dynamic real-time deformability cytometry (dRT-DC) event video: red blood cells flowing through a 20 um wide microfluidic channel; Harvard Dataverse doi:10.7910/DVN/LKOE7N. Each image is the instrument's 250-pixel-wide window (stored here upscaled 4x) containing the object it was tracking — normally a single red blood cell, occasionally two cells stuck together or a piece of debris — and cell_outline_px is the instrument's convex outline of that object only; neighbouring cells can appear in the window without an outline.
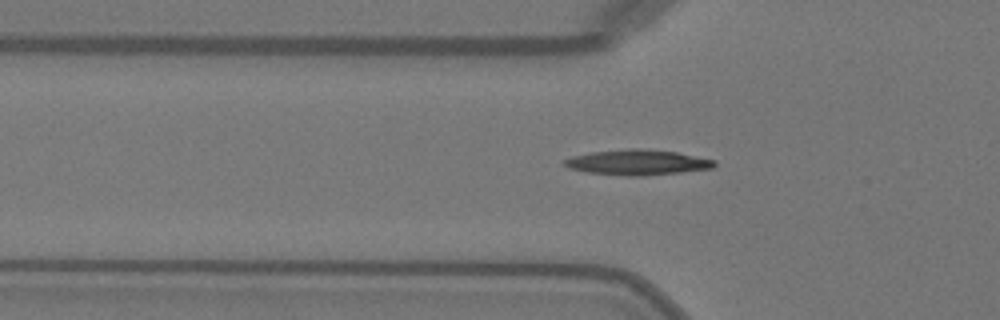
{"species": "Egyptian fruit bat (a non-hibernating species)", "species_latin": "Rousettus aegyptiacus", "temperature_condition": "warm", "stored_images_in_passage": 50, "camera_frame_rate_fps": 3000, "um_per_image_px": 0.085, "animal": {"sex": "female"}, "frame": {"image": 1, "passage_image": 16, "time_ms": 5.0, "image_size_px": [1000, 320], "cell_outline_px": [[716, 164], [712, 168], [680, 172], [640, 176], [628, 176], [588, 172], [568, 168], [564, 164], [564, 160], [572, 156], [592, 152], [628, 148], [640, 148], [676, 152], [716, 160]], "centroid_in_image_um": [54.18, 13.79], "position_along_channel_um": 71.6, "area_um2": 21.96}}
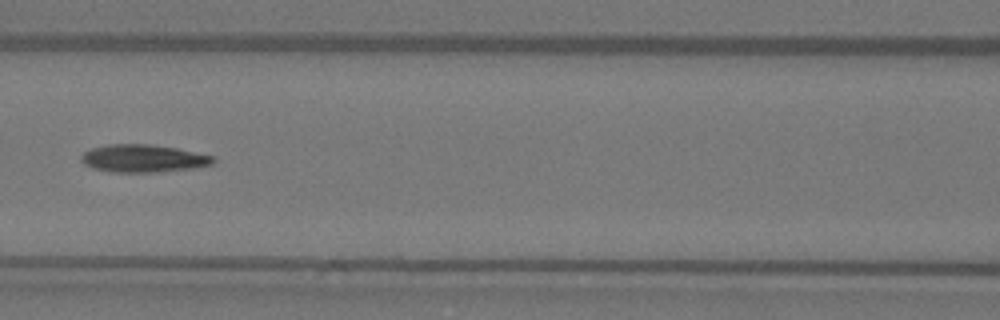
{"frame": {"image": 2, "passage_image": 22, "time_ms": 7.0, "image_size_px": [1000, 320], "cell_outline_px": [[216, 160], [212, 164], [192, 168], [160, 172], [112, 172], [92, 168], [84, 164], [80, 160], [80, 156], [84, 152], [92, 148], [108, 144], [152, 144], [176, 148], [212, 156]], "centroid_in_image_um": [12.13, 13.46], "position_along_channel_um": 154.5, "area_um2": 21.27}}
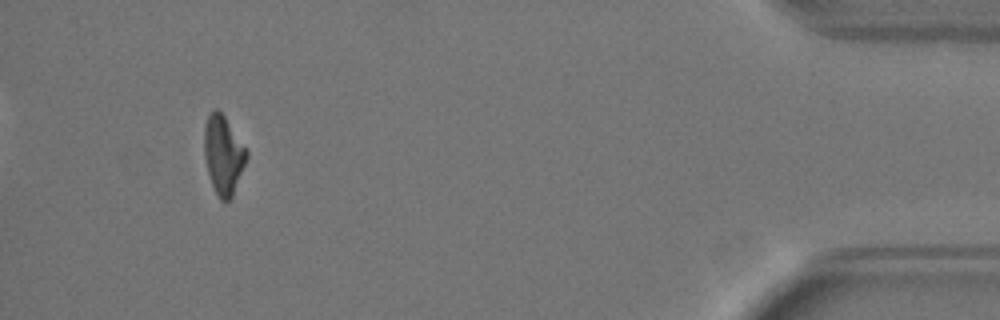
{"frame": {"image": 3, "passage_image": 46, "time_ms": 15.0, "image_size_px": [1000, 320], "cell_outline_px": [[248, 156], [232, 196], [228, 200], [220, 200], [212, 184], [208, 172], [204, 156], [204, 128], [208, 116], [212, 108], [216, 108], [224, 116], [248, 148]], "centroid_in_image_um": [18.99, 13.12], "position_along_channel_um": 416.2, "area_um2": 19.36}, "authors_computed_cell_mechanics": {"area_um2": 20.2011, "velocity_mm_per_s": 4.0835, "shape_relaxation_time_tau1_ms": 6.5663, "shape_relaxation_time_tau2_ms": 9.1658, "deformation_change_tau1": 0.2247, "deformation_change_tau2": 0.1927}}